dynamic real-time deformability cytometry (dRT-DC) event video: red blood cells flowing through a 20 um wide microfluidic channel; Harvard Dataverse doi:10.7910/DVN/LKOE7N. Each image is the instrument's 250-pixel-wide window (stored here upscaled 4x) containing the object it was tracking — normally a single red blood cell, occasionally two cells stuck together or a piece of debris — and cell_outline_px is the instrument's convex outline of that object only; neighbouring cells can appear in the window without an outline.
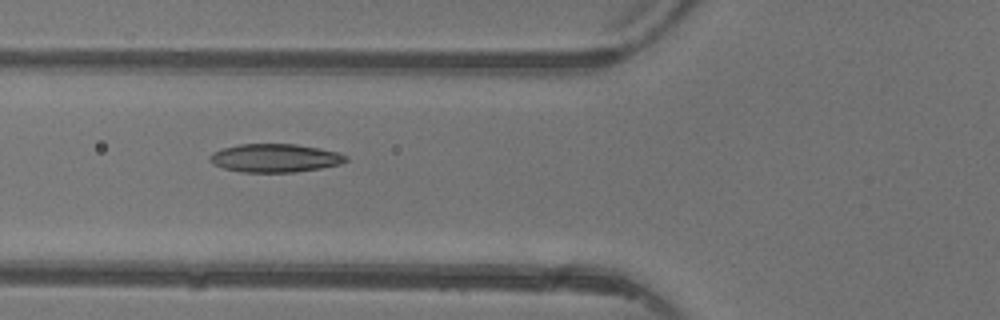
{"species": "common noctule bat (a hibernating species)", "species_latin": "Nyctalus noctula", "temperature_condition": "warm", "stored_images_in_passage": 4, "camera_frame_rate_fps": 3000, "um_per_image_px": 0.085, "animal": {"sex": "female"}, "frame": {"image": 1, "passage_image": 4, "time_ms": 3.333, "image_size_px": [1000, 320], "cell_outline_px": [[348, 160], [340, 164], [320, 168], [296, 172], [240, 172], [224, 168], [212, 164], [208, 156], [212, 152], [224, 148], [240, 144], [296, 144], [340, 152], [348, 156]], "centroid_in_image_um": [23.38, 13.43], "position_along_channel_um": 102.4, "area_um2": 22.54}}